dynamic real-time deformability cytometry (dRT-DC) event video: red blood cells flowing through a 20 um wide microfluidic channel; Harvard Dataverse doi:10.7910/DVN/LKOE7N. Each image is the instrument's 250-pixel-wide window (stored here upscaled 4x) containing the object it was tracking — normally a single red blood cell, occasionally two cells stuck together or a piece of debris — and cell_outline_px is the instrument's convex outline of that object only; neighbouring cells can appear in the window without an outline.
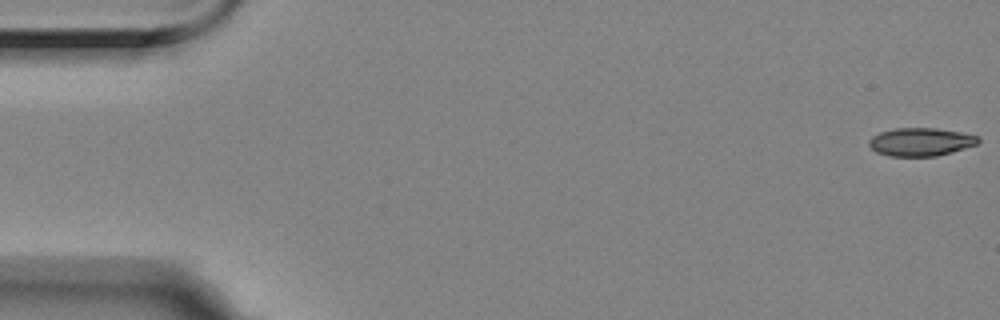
{"species": "Egyptian fruit bat (a non-hibernating species)", "species_latin": "Rousettus aegyptiacus", "temperature_condition": "room temperature", "stored_images_in_passage": 17, "camera_frame_rate_fps": 3000, "um_per_image_px": 0.085, "animal": {"sex": "female"}, "frame": {"image": 1, "passage_image": 1, "time_ms": 0.0, "image_size_px": [1000, 320], "cell_outline_px": [[980, 140], [976, 144], [952, 152], [936, 156], [888, 156], [876, 152], [868, 144], [868, 140], [872, 136], [880, 132], [896, 128], [936, 128], [960, 132], [980, 136]], "centroid_in_image_um": [78.24, 12.06], "position_along_channel_um": 6.8, "area_um2": 17.92}}
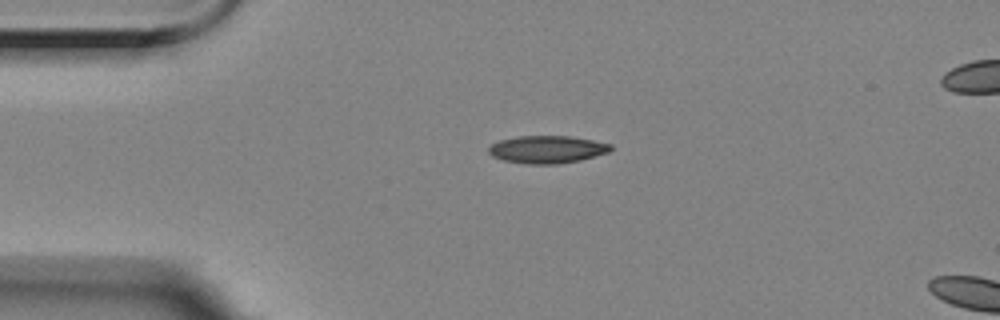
{"frame": {"image": 2, "passage_image": 13, "time_ms": 4.0, "image_size_px": [1000, 320], "cell_outline_px": [[612, 148], [608, 152], [580, 160], [560, 164], [528, 164], [504, 160], [492, 156], [488, 152], [488, 148], [492, 144], [500, 140], [516, 136], [568, 136], [592, 140], [612, 144]], "centroid_in_image_um": [46.49, 12.7], "position_along_channel_um": 38.5, "area_um2": 19.54}}